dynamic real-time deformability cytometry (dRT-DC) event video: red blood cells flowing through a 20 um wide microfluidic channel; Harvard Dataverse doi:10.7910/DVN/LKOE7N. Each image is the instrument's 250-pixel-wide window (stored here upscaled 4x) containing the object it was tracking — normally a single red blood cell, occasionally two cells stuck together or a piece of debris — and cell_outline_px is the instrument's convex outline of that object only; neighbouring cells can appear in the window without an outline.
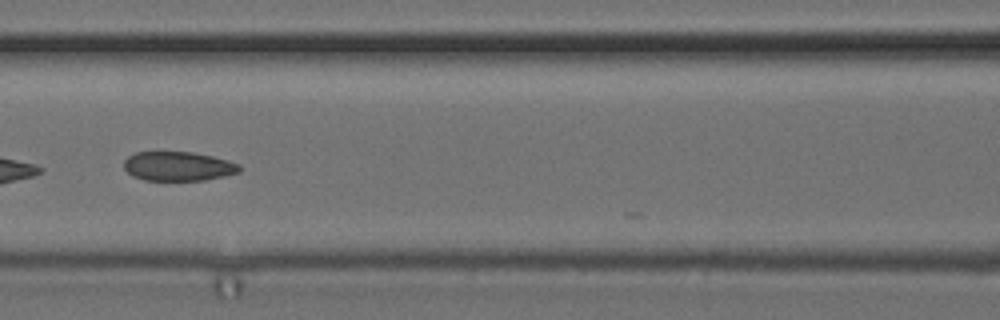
{"species": "common noctule bat (a hibernating species)", "species_latin": "Nyctalus noctula", "temperature_condition": "cold", "stored_images_in_passage": 32, "camera_frame_rate_fps": 3000, "um_per_image_px": 0.085, "animal": {"sex": "female", "body_mass_g": 24.6, "forearm_length_mm": 56.2}, "frame": {"image": 1, "passage_image": 24, "time_ms": 7.667, "image_size_px": [1000, 320], "cell_outline_px": [[240, 172], [224, 176], [204, 180], [144, 180], [132, 176], [124, 168], [124, 160], [128, 156], [136, 152], [192, 152], [212, 156], [228, 160], [240, 164]], "centroid_in_image_um": [15.14, 14.13], "position_along_channel_um": 151.5, "area_um2": 19.71}}